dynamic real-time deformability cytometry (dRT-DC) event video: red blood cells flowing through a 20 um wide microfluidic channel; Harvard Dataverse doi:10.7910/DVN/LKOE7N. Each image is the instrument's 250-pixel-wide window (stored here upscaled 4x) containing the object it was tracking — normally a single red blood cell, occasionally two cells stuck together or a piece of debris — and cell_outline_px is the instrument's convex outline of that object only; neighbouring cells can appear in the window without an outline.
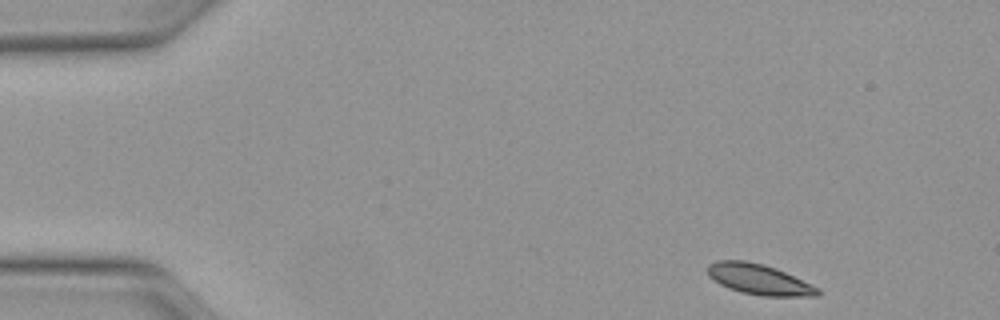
{"species": "Egyptian fruit bat (a non-hibernating species)", "species_latin": "Rousettus aegyptiacus", "temperature_condition": "warm", "stored_images_in_passage": 45, "camera_frame_rate_fps": 3000, "um_per_image_px": 0.085, "animal": {"sex": "female"}, "frame": {"image": 1, "passage_image": 1, "time_ms": 0.0, "image_size_px": [1000, 320], "cell_outline_px": [[820, 296], [760, 296], [740, 292], [728, 288], [720, 284], [708, 276], [708, 264], [716, 260], [744, 260], [764, 264], [776, 268], [812, 284], [820, 288]], "centroid_in_image_um": [64.52, 23.75], "position_along_channel_um": 20.5, "area_um2": 19.77}}
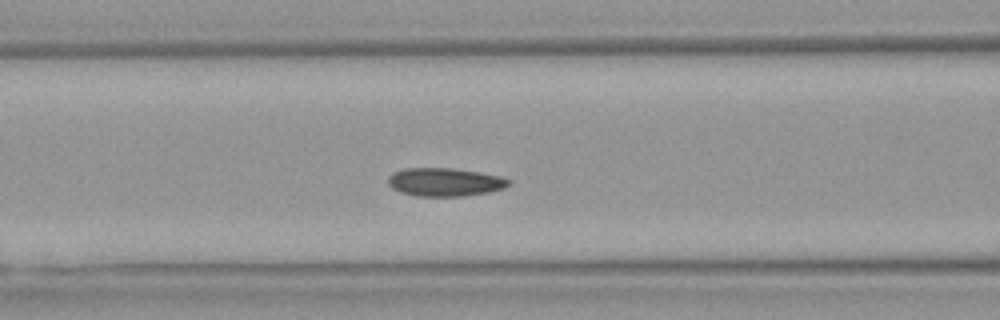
{"frame": {"image": 2, "passage_image": 16, "time_ms": 5.0, "image_size_px": [1000, 320], "cell_outline_px": [[512, 180], [504, 188], [488, 192], [464, 196], [416, 196], [400, 192], [392, 188], [388, 184], [388, 176], [392, 172], [404, 168], [452, 168], [480, 172], [500, 176]], "centroid_in_image_um": [37.78, 15.47], "position_along_channel_um": 128.8, "area_um2": 20.0}}
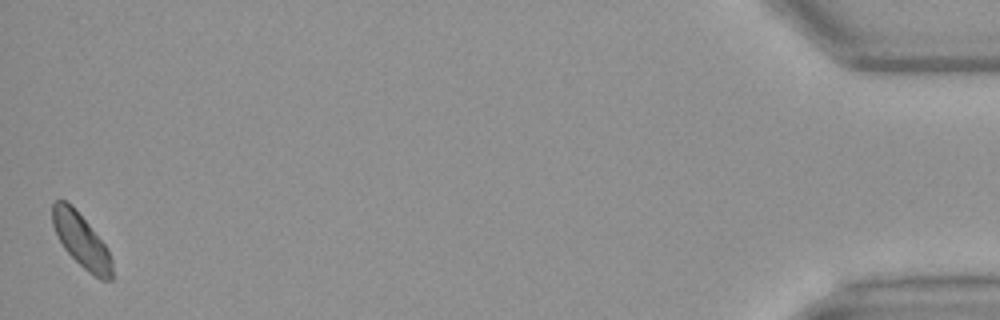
{"frame": {"image": 3, "passage_image": 45, "time_ms": 14.667, "image_size_px": [1000, 320], "cell_outline_px": [[112, 280], [100, 280], [88, 272], [64, 248], [52, 224], [52, 204], [56, 200], [64, 200], [72, 204], [108, 248], [112, 260]], "centroid_in_image_um": [6.92, 20.44], "position_along_channel_um": 428.3, "area_um2": 18.55}, "authors_computed_cell_mechanics": {"area_um2": 19.652, "velocity_mm_per_s": 4.0669, "shape_relaxation_time_tau1_ms": 1.8827, "shape_relaxation_time_tau2_ms": null, "deformation_change_tau1": 0.0773, "deformation_change_tau2": null}}